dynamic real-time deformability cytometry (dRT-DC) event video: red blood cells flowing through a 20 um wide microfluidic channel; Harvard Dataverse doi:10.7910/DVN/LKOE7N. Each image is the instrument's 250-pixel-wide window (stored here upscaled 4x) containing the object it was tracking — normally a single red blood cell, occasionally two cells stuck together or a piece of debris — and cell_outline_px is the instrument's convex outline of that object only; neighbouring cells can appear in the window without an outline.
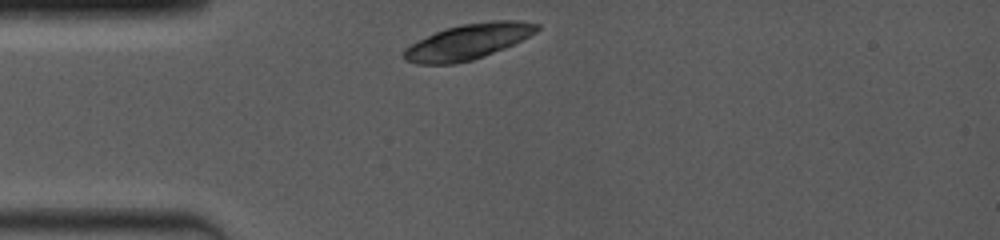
{"species": "common noctule bat (a hibernating species)", "species_latin": "Nyctalus noctula", "temperature_condition": "room temperature", "stored_images_in_passage": 1, "camera_frame_rate_fps": 4000, "um_per_image_px": 0.085, "animal": {"sex": "female", "body_mass_g": 19.0, "forearm_length_mm": 53.3}, "frame": {"image": 1, "passage_image": 1, "time_ms": 0.0, "image_size_px": [1000, 240], "cell_outline_px": [[540, 28], [536, 32], [504, 48], [484, 56], [472, 60], [456, 64], [416, 64], [404, 60], [404, 48], [436, 32], [448, 28], [464, 24], [492, 20], [516, 20], [540, 24]], "centroid_in_image_um": [39.79, 3.55], "position_along_channel_um": 45.2, "area_um2": 27.11}}